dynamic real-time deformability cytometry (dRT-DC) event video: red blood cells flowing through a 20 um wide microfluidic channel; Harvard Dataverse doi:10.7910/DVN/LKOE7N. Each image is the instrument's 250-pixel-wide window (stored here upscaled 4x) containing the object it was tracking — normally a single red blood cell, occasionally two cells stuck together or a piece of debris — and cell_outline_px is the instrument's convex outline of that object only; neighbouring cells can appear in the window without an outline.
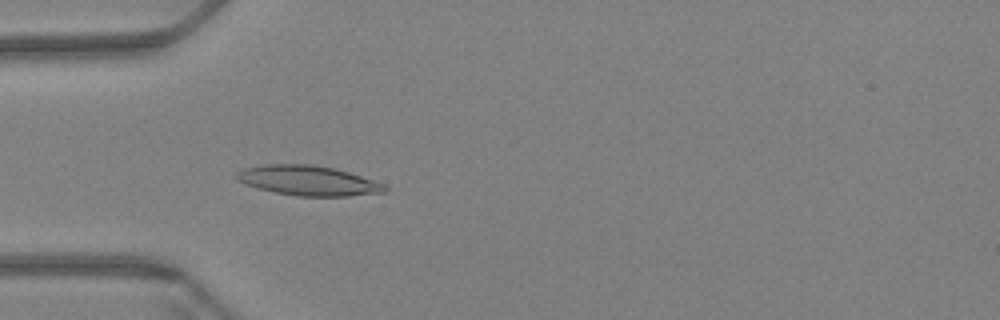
{"species": "Egyptian fruit bat (a non-hibernating species)", "species_latin": "Rousettus aegyptiacus", "temperature_condition": "warm", "stored_images_in_passage": 61, "camera_frame_rate_fps": 3000, "um_per_image_px": 0.085, "animal": {"sex": "female"}, "frame": {"image": 1, "passage_image": 19, "time_ms": 6.0, "image_size_px": [1000, 320], "cell_outline_px": [[388, 192], [348, 196], [296, 196], [276, 192], [244, 184], [236, 180], [232, 176], [236, 172], [244, 168], [264, 164], [308, 164], [336, 168], [384, 184], [388, 188]], "centroid_in_image_um": [26.16, 15.35], "position_along_channel_um": 58.8, "area_um2": 25.89}}
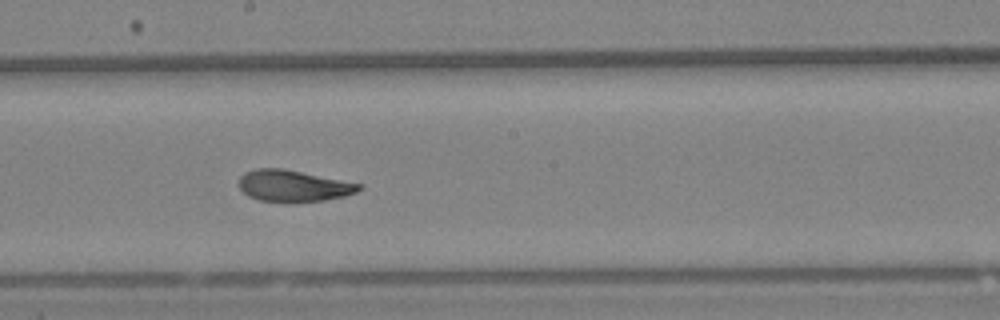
{"frame": {"image": 2, "passage_image": 34, "time_ms": 11.0, "image_size_px": [1000, 320], "cell_outline_px": [[364, 188], [356, 192], [344, 196], [324, 200], [288, 204], [260, 200], [248, 196], [240, 188], [240, 176], [244, 172], [256, 168], [280, 168], [364, 184]], "centroid_in_image_um": [24.95, 15.82], "position_along_channel_um": 223.2, "area_um2": 22.37}}
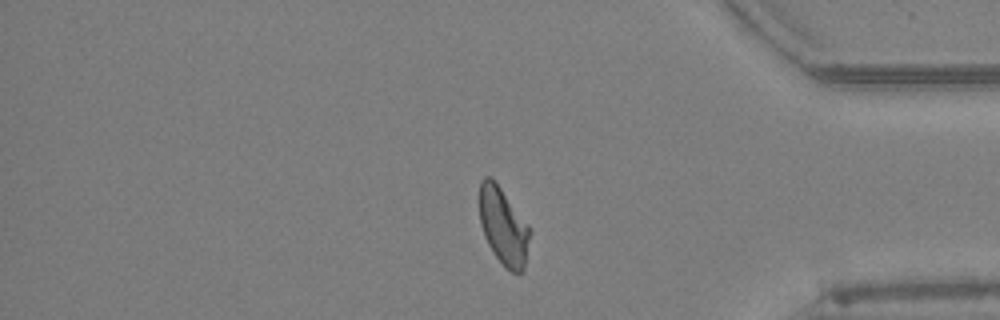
{"frame": {"image": 3, "passage_image": 51, "time_ms": 16.667, "image_size_px": [1000, 320], "cell_outline_px": [[532, 232], [524, 268], [520, 272], [512, 272], [504, 268], [492, 252], [484, 236], [480, 224], [480, 180], [484, 176], [488, 176], [500, 188], [528, 224]], "centroid_in_image_um": [42.8, 19.29], "position_along_channel_um": 392.4, "area_um2": 22.6}, "authors_computed_cell_mechanics": {"area_um2": 23.0622, "velocity_mm_per_s": 3.3817, "shape_relaxation_time_tau1_ms": 5.2379, "shape_relaxation_time_tau2_ms": 2.0344, "deformation_change_tau1": 0.1603, "deformation_change_tau2": 0.06}}